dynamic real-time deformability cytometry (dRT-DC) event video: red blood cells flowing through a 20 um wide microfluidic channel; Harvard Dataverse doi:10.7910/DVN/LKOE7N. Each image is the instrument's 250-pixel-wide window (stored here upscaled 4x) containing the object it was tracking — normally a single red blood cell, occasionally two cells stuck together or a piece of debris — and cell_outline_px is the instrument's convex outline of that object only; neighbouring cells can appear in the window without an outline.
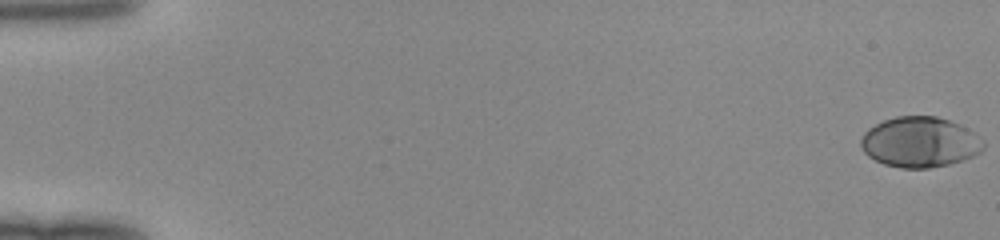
{"species": "human", "species_latin": "Homo sapiens", "temperature_condition": "room temperature", "stored_images_in_passage": 48, "camera_frame_rate_fps": 3000, "um_per_image_px": 0.085, "donor": {"sex": "female"}, "frame": {"image": 1, "passage_image": 1, "time_ms": 0.0, "image_size_px": [1000, 240], "cell_outline_px": [[984, 148], [980, 152], [964, 160], [948, 164], [928, 168], [900, 168], [884, 164], [868, 156], [864, 152], [860, 144], [860, 140], [864, 132], [868, 128], [884, 120], [896, 116], [936, 116], [948, 120], [968, 128], [984, 140]], "centroid_in_image_um": [78.19, 12.08], "position_along_channel_um": 6.8, "area_um2": 36.07}}
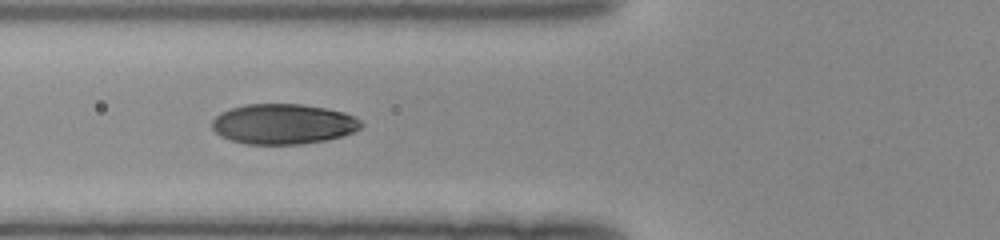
{"frame": {"image": 2, "passage_image": 21, "time_ms": 6.667, "image_size_px": [1000, 240], "cell_outline_px": [[364, 124], [360, 128], [352, 132], [328, 140], [304, 144], [244, 144], [220, 136], [212, 128], [212, 120], [220, 112], [244, 104], [300, 104], [328, 108], [344, 112], [356, 116]], "centroid_in_image_um": [24.09, 10.54], "position_along_channel_um": 101.7, "area_um2": 35.2}}
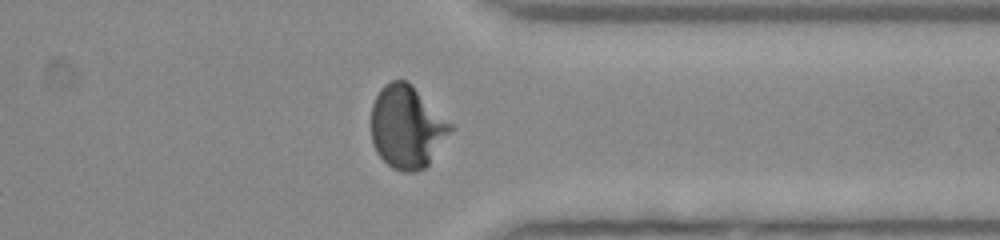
{"frame": {"image": 3, "passage_image": 41, "time_ms": 13.333, "image_size_px": [1000, 240], "cell_outline_px": [[456, 128], [428, 164], [424, 168], [416, 172], [404, 172], [392, 168], [376, 152], [372, 140], [372, 104], [380, 88], [384, 84], [392, 80], [408, 80], [456, 124]], "centroid_in_image_um": [34.66, 10.76], "position_along_channel_um": 376.7, "area_um2": 39.13}}